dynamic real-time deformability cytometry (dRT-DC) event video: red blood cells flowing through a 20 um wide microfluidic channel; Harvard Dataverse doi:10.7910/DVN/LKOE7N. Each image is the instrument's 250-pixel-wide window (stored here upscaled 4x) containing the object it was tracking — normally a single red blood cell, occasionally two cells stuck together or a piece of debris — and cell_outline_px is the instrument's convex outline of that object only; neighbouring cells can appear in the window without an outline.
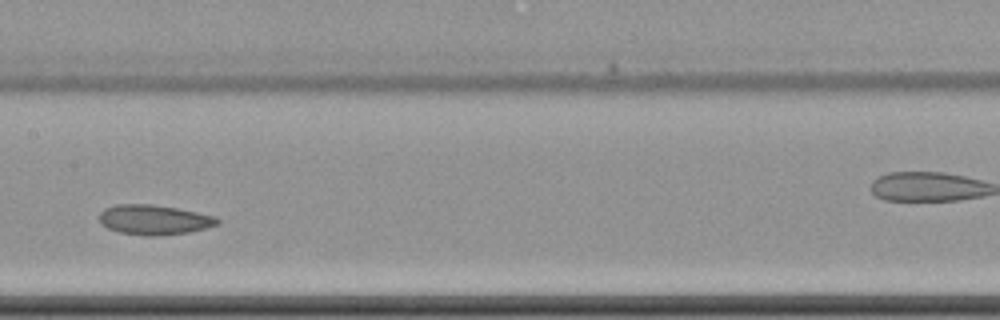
{"species": "common noctule bat (a hibernating species)", "species_latin": "Nyctalus noctula", "temperature_condition": "cold", "stored_images_in_passage": 7, "camera_frame_rate_fps": 3000, "um_per_image_px": 0.085, "animal": {"sex": "female", "body_mass_g": 22.7, "forearm_length_mm": 54.2}, "frame": {"image": 1, "passage_image": 5, "time_ms": 4.667, "image_size_px": [1000, 320], "cell_outline_px": [[220, 224], [188, 232], [156, 236], [144, 236], [116, 232], [100, 224], [100, 212], [104, 208], [116, 204], [152, 204], [176, 208], [196, 212], [212, 216], [220, 220]], "centroid_in_image_um": [13.04, 18.68], "position_along_channel_um": 194.4, "area_um2": 20.58}}